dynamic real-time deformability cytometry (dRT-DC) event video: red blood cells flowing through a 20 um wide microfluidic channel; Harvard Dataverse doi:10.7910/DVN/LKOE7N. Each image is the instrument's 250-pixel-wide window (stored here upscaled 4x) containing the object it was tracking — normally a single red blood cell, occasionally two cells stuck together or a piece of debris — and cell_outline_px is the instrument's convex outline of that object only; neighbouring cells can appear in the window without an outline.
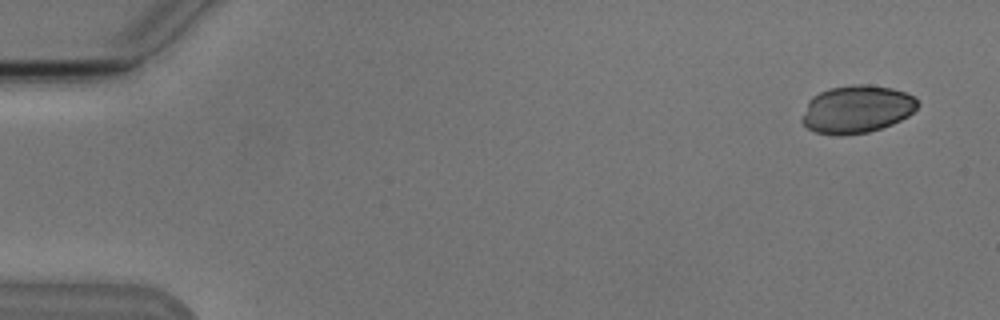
{"species": "Egyptian fruit bat (a non-hibernating species)", "species_latin": "Rousettus aegyptiacus", "temperature_condition": "cold", "stored_images_in_passage": 6, "camera_frame_rate_fps": 3000, "um_per_image_px": 0.085, "animal": {"sex": "male"}, "frame": {"image": 1, "passage_image": 1, "time_ms": 0.0, "image_size_px": [1000, 320], "cell_outline_px": [[920, 104], [908, 116], [892, 124], [868, 132], [840, 136], [836, 136], [816, 132], [808, 128], [800, 120], [808, 100], [812, 96], [820, 92], [832, 88], [852, 84], [868, 84], [892, 88], [904, 92], [912, 96]], "centroid_in_image_um": [72.8, 9.29], "position_along_channel_um": 12.2, "area_um2": 32.19}}
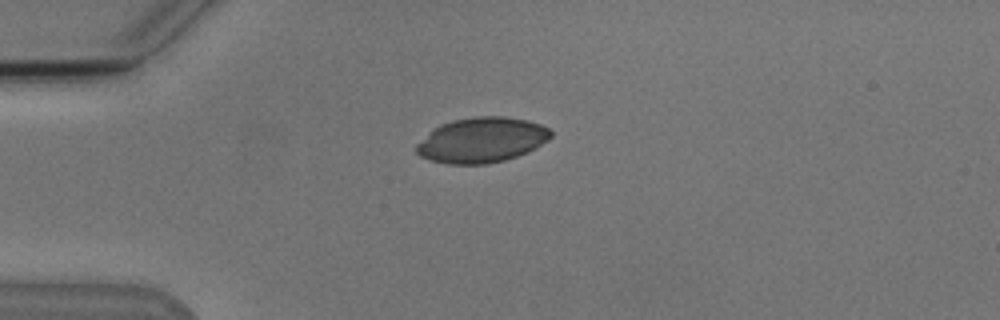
{"frame": {"image": 2, "passage_image": 4, "time_ms": 3.667, "image_size_px": [1000, 320], "cell_outline_px": [[552, 136], [548, 140], [536, 148], [528, 152], [504, 160], [488, 164], [448, 164], [428, 160], [420, 156], [416, 152], [416, 144], [440, 124], [452, 120], [476, 116], [504, 116], [524, 120], [540, 124], [548, 128], [552, 132]], "centroid_in_image_um": [40.95, 11.91], "position_along_channel_um": 44.1, "area_um2": 35.37}}